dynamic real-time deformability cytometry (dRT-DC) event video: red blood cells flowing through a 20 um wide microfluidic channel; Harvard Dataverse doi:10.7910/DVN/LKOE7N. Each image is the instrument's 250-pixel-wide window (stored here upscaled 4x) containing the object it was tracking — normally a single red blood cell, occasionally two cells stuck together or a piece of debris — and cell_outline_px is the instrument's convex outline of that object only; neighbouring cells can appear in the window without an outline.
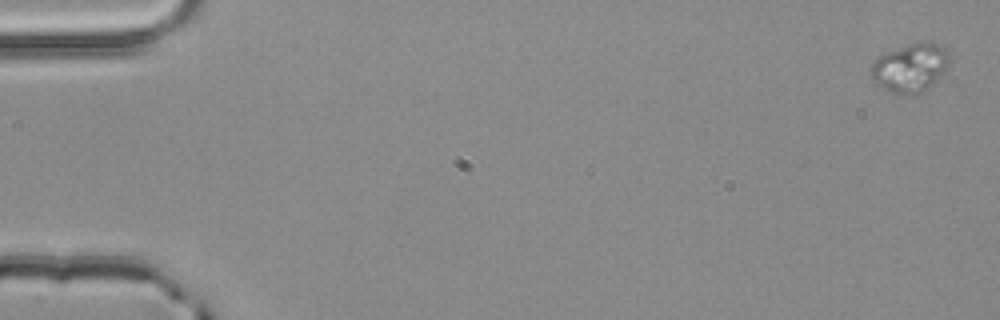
{"species": "common noctule bat (a hibernating species)", "species_latin": "Nyctalus noctula", "temperature_condition": "room temperature", "stored_images_in_passage": 4, "camera_frame_rate_fps": 3000, "um_per_image_px": 0.085, "animal": {"sex": "male", "body_mass_g": 20.4}, "frame": {"image": 1, "passage_image": 1, "time_ms": 0.0, "image_size_px": [1000, 320], "cell_outline_px": [[952, 56], [944, 72], [936, 80], [916, 96], [892, 92], [876, 84], [872, 80], [868, 72], [868, 68], [880, 56], [888, 52], [916, 40], [924, 40], [940, 44]], "centroid_in_image_um": [77.37, 5.72], "position_along_channel_um": 7.6, "area_um2": 22.54}}
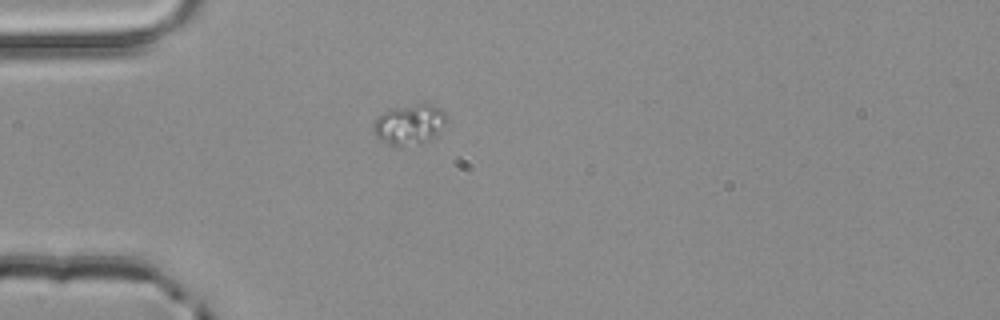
{"frame": {"image": 2, "passage_image": 4, "time_ms": 1.0, "image_size_px": [1000, 320], "cell_outline_px": [[448, 120], [432, 136], [420, 144], [404, 148], [396, 148], [388, 144], [376, 136], [372, 128], [372, 124], [388, 108], [420, 104], [432, 104], [440, 108], [444, 112]], "centroid_in_image_um": [34.76, 10.6], "position_along_channel_um": 50.2, "area_um2": 17.17}}